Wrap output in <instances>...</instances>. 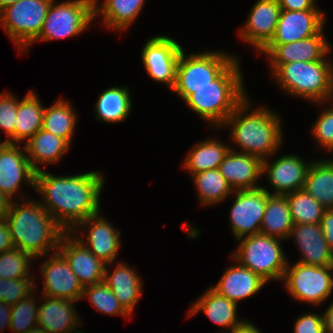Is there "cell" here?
<instances>
[{"mask_svg": "<svg viewBox=\"0 0 333 333\" xmlns=\"http://www.w3.org/2000/svg\"><path fill=\"white\" fill-rule=\"evenodd\" d=\"M105 183L99 171L74 176L36 172L35 191L44 200L41 205L53 219L70 232L79 222L100 213V193Z\"/></svg>", "mask_w": 333, "mask_h": 333, "instance_id": "obj_1", "label": "cell"}, {"mask_svg": "<svg viewBox=\"0 0 333 333\" xmlns=\"http://www.w3.org/2000/svg\"><path fill=\"white\" fill-rule=\"evenodd\" d=\"M24 198L22 195L21 204L11 200L4 217L14 247L29 253L34 259H39L48 254L49 250H58L60 239L66 231L45 210L41 202L26 201Z\"/></svg>", "mask_w": 333, "mask_h": 333, "instance_id": "obj_2", "label": "cell"}, {"mask_svg": "<svg viewBox=\"0 0 333 333\" xmlns=\"http://www.w3.org/2000/svg\"><path fill=\"white\" fill-rule=\"evenodd\" d=\"M249 99L246 97L221 127L231 128L232 142L241 147L238 152L263 161L273 156L282 144L281 119L266 107L254 109L248 114L252 103Z\"/></svg>", "mask_w": 333, "mask_h": 333, "instance_id": "obj_3", "label": "cell"}, {"mask_svg": "<svg viewBox=\"0 0 333 333\" xmlns=\"http://www.w3.org/2000/svg\"><path fill=\"white\" fill-rule=\"evenodd\" d=\"M240 63L236 58L209 86L195 89L184 102L213 127L221 125L247 97ZM244 88V89H243Z\"/></svg>", "mask_w": 333, "mask_h": 333, "instance_id": "obj_4", "label": "cell"}, {"mask_svg": "<svg viewBox=\"0 0 333 333\" xmlns=\"http://www.w3.org/2000/svg\"><path fill=\"white\" fill-rule=\"evenodd\" d=\"M327 56L320 61L282 64L272 76L290 95L321 104L333 78V64Z\"/></svg>", "mask_w": 333, "mask_h": 333, "instance_id": "obj_5", "label": "cell"}, {"mask_svg": "<svg viewBox=\"0 0 333 333\" xmlns=\"http://www.w3.org/2000/svg\"><path fill=\"white\" fill-rule=\"evenodd\" d=\"M237 240L240 241L238 248L232 254L236 262L266 283L269 280H282L288 263L281 248L282 239L259 233Z\"/></svg>", "mask_w": 333, "mask_h": 333, "instance_id": "obj_6", "label": "cell"}, {"mask_svg": "<svg viewBox=\"0 0 333 333\" xmlns=\"http://www.w3.org/2000/svg\"><path fill=\"white\" fill-rule=\"evenodd\" d=\"M237 56L224 51H205L186 56L185 51L179 55L176 68V81L172 91L185 101L195 89L211 85Z\"/></svg>", "mask_w": 333, "mask_h": 333, "instance_id": "obj_7", "label": "cell"}, {"mask_svg": "<svg viewBox=\"0 0 333 333\" xmlns=\"http://www.w3.org/2000/svg\"><path fill=\"white\" fill-rule=\"evenodd\" d=\"M52 0H20L0 12V25L19 50L39 36Z\"/></svg>", "mask_w": 333, "mask_h": 333, "instance_id": "obj_8", "label": "cell"}, {"mask_svg": "<svg viewBox=\"0 0 333 333\" xmlns=\"http://www.w3.org/2000/svg\"><path fill=\"white\" fill-rule=\"evenodd\" d=\"M94 20V0H52L42 30L35 41L78 36Z\"/></svg>", "mask_w": 333, "mask_h": 333, "instance_id": "obj_9", "label": "cell"}, {"mask_svg": "<svg viewBox=\"0 0 333 333\" xmlns=\"http://www.w3.org/2000/svg\"><path fill=\"white\" fill-rule=\"evenodd\" d=\"M282 280L294 299L318 306L333 292V266L287 263Z\"/></svg>", "mask_w": 333, "mask_h": 333, "instance_id": "obj_10", "label": "cell"}, {"mask_svg": "<svg viewBox=\"0 0 333 333\" xmlns=\"http://www.w3.org/2000/svg\"><path fill=\"white\" fill-rule=\"evenodd\" d=\"M182 46L168 36L150 38L142 49L141 58L147 74L171 90L176 81V68Z\"/></svg>", "mask_w": 333, "mask_h": 333, "instance_id": "obj_11", "label": "cell"}, {"mask_svg": "<svg viewBox=\"0 0 333 333\" xmlns=\"http://www.w3.org/2000/svg\"><path fill=\"white\" fill-rule=\"evenodd\" d=\"M235 199L231 206V230L237 239L260 233L263 215L268 199V191L263 186L252 190L234 191Z\"/></svg>", "mask_w": 333, "mask_h": 333, "instance_id": "obj_12", "label": "cell"}, {"mask_svg": "<svg viewBox=\"0 0 333 333\" xmlns=\"http://www.w3.org/2000/svg\"><path fill=\"white\" fill-rule=\"evenodd\" d=\"M323 29L314 36L284 44H268L261 53L269 59L272 74L285 63L322 60L330 53V45Z\"/></svg>", "mask_w": 333, "mask_h": 333, "instance_id": "obj_13", "label": "cell"}, {"mask_svg": "<svg viewBox=\"0 0 333 333\" xmlns=\"http://www.w3.org/2000/svg\"><path fill=\"white\" fill-rule=\"evenodd\" d=\"M99 214L79 222L70 232L73 233V236L75 233V237L99 260L111 265V263H115L116 256H118L121 247V232L116 231L109 220L103 218V216H99ZM79 227H83L84 231L85 229L87 230L88 239L86 238V241L78 238V234L76 236V232L79 231L75 230H79Z\"/></svg>", "mask_w": 333, "mask_h": 333, "instance_id": "obj_14", "label": "cell"}, {"mask_svg": "<svg viewBox=\"0 0 333 333\" xmlns=\"http://www.w3.org/2000/svg\"><path fill=\"white\" fill-rule=\"evenodd\" d=\"M42 263L44 296L64 298L77 302L82 300L84 287L73 273L65 257L57 250Z\"/></svg>", "mask_w": 333, "mask_h": 333, "instance_id": "obj_15", "label": "cell"}, {"mask_svg": "<svg viewBox=\"0 0 333 333\" xmlns=\"http://www.w3.org/2000/svg\"><path fill=\"white\" fill-rule=\"evenodd\" d=\"M280 12L278 0H257L239 31L242 40L260 53L275 34Z\"/></svg>", "mask_w": 333, "mask_h": 333, "instance_id": "obj_16", "label": "cell"}, {"mask_svg": "<svg viewBox=\"0 0 333 333\" xmlns=\"http://www.w3.org/2000/svg\"><path fill=\"white\" fill-rule=\"evenodd\" d=\"M58 251L65 257L83 287L104 281L106 264L99 260L71 232H65Z\"/></svg>", "mask_w": 333, "mask_h": 333, "instance_id": "obj_17", "label": "cell"}, {"mask_svg": "<svg viewBox=\"0 0 333 333\" xmlns=\"http://www.w3.org/2000/svg\"><path fill=\"white\" fill-rule=\"evenodd\" d=\"M269 158L263 160V172L266 174L269 184L274 192L271 195H286L304 188L307 172L311 162H305L298 155H283L273 163H269Z\"/></svg>", "mask_w": 333, "mask_h": 333, "instance_id": "obj_18", "label": "cell"}, {"mask_svg": "<svg viewBox=\"0 0 333 333\" xmlns=\"http://www.w3.org/2000/svg\"><path fill=\"white\" fill-rule=\"evenodd\" d=\"M21 182H28L35 190L36 171L27 157L25 147L21 150L20 144L9 143L0 153V191L13 200Z\"/></svg>", "mask_w": 333, "mask_h": 333, "instance_id": "obj_19", "label": "cell"}, {"mask_svg": "<svg viewBox=\"0 0 333 333\" xmlns=\"http://www.w3.org/2000/svg\"><path fill=\"white\" fill-rule=\"evenodd\" d=\"M324 16L321 10H281L269 44L292 43L316 35L324 27Z\"/></svg>", "mask_w": 333, "mask_h": 333, "instance_id": "obj_20", "label": "cell"}, {"mask_svg": "<svg viewBox=\"0 0 333 333\" xmlns=\"http://www.w3.org/2000/svg\"><path fill=\"white\" fill-rule=\"evenodd\" d=\"M218 169L233 191L262 187L256 183L263 175V161L258 157L235 151L231 145Z\"/></svg>", "mask_w": 333, "mask_h": 333, "instance_id": "obj_21", "label": "cell"}, {"mask_svg": "<svg viewBox=\"0 0 333 333\" xmlns=\"http://www.w3.org/2000/svg\"><path fill=\"white\" fill-rule=\"evenodd\" d=\"M289 237H294L299 247L302 258L301 264L315 266H333V252L324 237L319 224H294Z\"/></svg>", "mask_w": 333, "mask_h": 333, "instance_id": "obj_22", "label": "cell"}, {"mask_svg": "<svg viewBox=\"0 0 333 333\" xmlns=\"http://www.w3.org/2000/svg\"><path fill=\"white\" fill-rule=\"evenodd\" d=\"M41 298L44 301L38 307L37 326L48 333H83L75 330L82 323L73 305L75 301L44 295Z\"/></svg>", "mask_w": 333, "mask_h": 333, "instance_id": "obj_23", "label": "cell"}, {"mask_svg": "<svg viewBox=\"0 0 333 333\" xmlns=\"http://www.w3.org/2000/svg\"><path fill=\"white\" fill-rule=\"evenodd\" d=\"M265 284L267 283L250 269L236 263L235 266L225 269L220 281L211 287L238 304L240 300L258 293Z\"/></svg>", "mask_w": 333, "mask_h": 333, "instance_id": "obj_24", "label": "cell"}, {"mask_svg": "<svg viewBox=\"0 0 333 333\" xmlns=\"http://www.w3.org/2000/svg\"><path fill=\"white\" fill-rule=\"evenodd\" d=\"M113 273L106 264L104 282L113 291L123 308L131 314L142 294V281L134 269L125 263H116Z\"/></svg>", "mask_w": 333, "mask_h": 333, "instance_id": "obj_25", "label": "cell"}, {"mask_svg": "<svg viewBox=\"0 0 333 333\" xmlns=\"http://www.w3.org/2000/svg\"><path fill=\"white\" fill-rule=\"evenodd\" d=\"M237 305L211 287L193 302L187 317L203 311L213 323L230 331L243 321L237 318Z\"/></svg>", "mask_w": 333, "mask_h": 333, "instance_id": "obj_26", "label": "cell"}, {"mask_svg": "<svg viewBox=\"0 0 333 333\" xmlns=\"http://www.w3.org/2000/svg\"><path fill=\"white\" fill-rule=\"evenodd\" d=\"M69 148L70 144L64 138L57 137L42 128L25 144L27 157L36 172L42 170L39 167L40 163L46 165L58 162Z\"/></svg>", "mask_w": 333, "mask_h": 333, "instance_id": "obj_27", "label": "cell"}, {"mask_svg": "<svg viewBox=\"0 0 333 333\" xmlns=\"http://www.w3.org/2000/svg\"><path fill=\"white\" fill-rule=\"evenodd\" d=\"M145 0H105L99 6L98 0H94V18L102 15L103 25L124 31L139 16Z\"/></svg>", "mask_w": 333, "mask_h": 333, "instance_id": "obj_28", "label": "cell"}, {"mask_svg": "<svg viewBox=\"0 0 333 333\" xmlns=\"http://www.w3.org/2000/svg\"><path fill=\"white\" fill-rule=\"evenodd\" d=\"M293 225L287 196L271 195L268 192L260 233L285 240Z\"/></svg>", "mask_w": 333, "mask_h": 333, "instance_id": "obj_29", "label": "cell"}, {"mask_svg": "<svg viewBox=\"0 0 333 333\" xmlns=\"http://www.w3.org/2000/svg\"><path fill=\"white\" fill-rule=\"evenodd\" d=\"M304 190L324 208L333 209V160L312 161L309 166Z\"/></svg>", "mask_w": 333, "mask_h": 333, "instance_id": "obj_30", "label": "cell"}, {"mask_svg": "<svg viewBox=\"0 0 333 333\" xmlns=\"http://www.w3.org/2000/svg\"><path fill=\"white\" fill-rule=\"evenodd\" d=\"M40 102V99L33 91H29L20 101L17 98L15 144L28 141L42 128L45 107Z\"/></svg>", "mask_w": 333, "mask_h": 333, "instance_id": "obj_31", "label": "cell"}, {"mask_svg": "<svg viewBox=\"0 0 333 333\" xmlns=\"http://www.w3.org/2000/svg\"><path fill=\"white\" fill-rule=\"evenodd\" d=\"M230 147L217 141V139H209L199 143L190 150L182 164L191 175L206 170L218 169Z\"/></svg>", "mask_w": 333, "mask_h": 333, "instance_id": "obj_32", "label": "cell"}, {"mask_svg": "<svg viewBox=\"0 0 333 333\" xmlns=\"http://www.w3.org/2000/svg\"><path fill=\"white\" fill-rule=\"evenodd\" d=\"M132 100L127 87H111L106 89L94 106L96 117L105 123L123 122L128 118Z\"/></svg>", "mask_w": 333, "mask_h": 333, "instance_id": "obj_33", "label": "cell"}, {"mask_svg": "<svg viewBox=\"0 0 333 333\" xmlns=\"http://www.w3.org/2000/svg\"><path fill=\"white\" fill-rule=\"evenodd\" d=\"M77 114L70 103L58 99L52 106L46 107L43 112L42 129L64 138L69 144L74 134Z\"/></svg>", "mask_w": 333, "mask_h": 333, "instance_id": "obj_34", "label": "cell"}, {"mask_svg": "<svg viewBox=\"0 0 333 333\" xmlns=\"http://www.w3.org/2000/svg\"><path fill=\"white\" fill-rule=\"evenodd\" d=\"M201 205L218 204L234 191L219 169L206 170L192 175Z\"/></svg>", "mask_w": 333, "mask_h": 333, "instance_id": "obj_35", "label": "cell"}, {"mask_svg": "<svg viewBox=\"0 0 333 333\" xmlns=\"http://www.w3.org/2000/svg\"><path fill=\"white\" fill-rule=\"evenodd\" d=\"M294 224H319L326 210L306 190L286 194Z\"/></svg>", "mask_w": 333, "mask_h": 333, "instance_id": "obj_36", "label": "cell"}, {"mask_svg": "<svg viewBox=\"0 0 333 333\" xmlns=\"http://www.w3.org/2000/svg\"><path fill=\"white\" fill-rule=\"evenodd\" d=\"M86 297H89L97 312L101 311L109 315H122L125 318L130 316L104 281L84 287L82 298Z\"/></svg>", "mask_w": 333, "mask_h": 333, "instance_id": "obj_37", "label": "cell"}, {"mask_svg": "<svg viewBox=\"0 0 333 333\" xmlns=\"http://www.w3.org/2000/svg\"><path fill=\"white\" fill-rule=\"evenodd\" d=\"M34 259L29 253L18 248H12L0 253V278L21 279L32 278L30 274V262Z\"/></svg>", "mask_w": 333, "mask_h": 333, "instance_id": "obj_38", "label": "cell"}, {"mask_svg": "<svg viewBox=\"0 0 333 333\" xmlns=\"http://www.w3.org/2000/svg\"><path fill=\"white\" fill-rule=\"evenodd\" d=\"M35 303L34 297L30 294L28 297L11 306L9 329L15 333H25L37 326L38 306Z\"/></svg>", "mask_w": 333, "mask_h": 333, "instance_id": "obj_39", "label": "cell"}, {"mask_svg": "<svg viewBox=\"0 0 333 333\" xmlns=\"http://www.w3.org/2000/svg\"><path fill=\"white\" fill-rule=\"evenodd\" d=\"M34 278L1 279L0 278V301L13 306L20 300L36 293Z\"/></svg>", "mask_w": 333, "mask_h": 333, "instance_id": "obj_40", "label": "cell"}, {"mask_svg": "<svg viewBox=\"0 0 333 333\" xmlns=\"http://www.w3.org/2000/svg\"><path fill=\"white\" fill-rule=\"evenodd\" d=\"M17 98L8 91L0 94V130H4L9 143H15Z\"/></svg>", "mask_w": 333, "mask_h": 333, "instance_id": "obj_41", "label": "cell"}, {"mask_svg": "<svg viewBox=\"0 0 333 333\" xmlns=\"http://www.w3.org/2000/svg\"><path fill=\"white\" fill-rule=\"evenodd\" d=\"M316 142L325 150L332 152L333 150V111L329 108L324 109L316 119L314 128L312 129Z\"/></svg>", "mask_w": 333, "mask_h": 333, "instance_id": "obj_42", "label": "cell"}, {"mask_svg": "<svg viewBox=\"0 0 333 333\" xmlns=\"http://www.w3.org/2000/svg\"><path fill=\"white\" fill-rule=\"evenodd\" d=\"M294 333H325L323 315L304 313L296 319Z\"/></svg>", "mask_w": 333, "mask_h": 333, "instance_id": "obj_43", "label": "cell"}, {"mask_svg": "<svg viewBox=\"0 0 333 333\" xmlns=\"http://www.w3.org/2000/svg\"><path fill=\"white\" fill-rule=\"evenodd\" d=\"M278 2L281 10H320L315 4V0H278Z\"/></svg>", "mask_w": 333, "mask_h": 333, "instance_id": "obj_44", "label": "cell"}, {"mask_svg": "<svg viewBox=\"0 0 333 333\" xmlns=\"http://www.w3.org/2000/svg\"><path fill=\"white\" fill-rule=\"evenodd\" d=\"M324 237L333 252V209H326L320 222Z\"/></svg>", "mask_w": 333, "mask_h": 333, "instance_id": "obj_45", "label": "cell"}, {"mask_svg": "<svg viewBox=\"0 0 333 333\" xmlns=\"http://www.w3.org/2000/svg\"><path fill=\"white\" fill-rule=\"evenodd\" d=\"M14 248L11 241L10 229L5 217L0 218V253Z\"/></svg>", "mask_w": 333, "mask_h": 333, "instance_id": "obj_46", "label": "cell"}, {"mask_svg": "<svg viewBox=\"0 0 333 333\" xmlns=\"http://www.w3.org/2000/svg\"><path fill=\"white\" fill-rule=\"evenodd\" d=\"M11 306L0 301V332L7 326L10 328Z\"/></svg>", "mask_w": 333, "mask_h": 333, "instance_id": "obj_47", "label": "cell"}, {"mask_svg": "<svg viewBox=\"0 0 333 333\" xmlns=\"http://www.w3.org/2000/svg\"><path fill=\"white\" fill-rule=\"evenodd\" d=\"M229 333H262L252 322L243 320L237 326L232 328Z\"/></svg>", "mask_w": 333, "mask_h": 333, "instance_id": "obj_48", "label": "cell"}, {"mask_svg": "<svg viewBox=\"0 0 333 333\" xmlns=\"http://www.w3.org/2000/svg\"><path fill=\"white\" fill-rule=\"evenodd\" d=\"M322 315L325 333H333V302Z\"/></svg>", "mask_w": 333, "mask_h": 333, "instance_id": "obj_49", "label": "cell"}, {"mask_svg": "<svg viewBox=\"0 0 333 333\" xmlns=\"http://www.w3.org/2000/svg\"><path fill=\"white\" fill-rule=\"evenodd\" d=\"M11 199L0 191V218H3L9 210Z\"/></svg>", "mask_w": 333, "mask_h": 333, "instance_id": "obj_50", "label": "cell"}, {"mask_svg": "<svg viewBox=\"0 0 333 333\" xmlns=\"http://www.w3.org/2000/svg\"><path fill=\"white\" fill-rule=\"evenodd\" d=\"M331 101V104H332V106L330 107H328L331 111H333V78H332V80H331V83H330V86H329V88H328V91H327V95H326V97H325V99H324V101H323V103L322 104H324V102H330Z\"/></svg>", "mask_w": 333, "mask_h": 333, "instance_id": "obj_51", "label": "cell"}, {"mask_svg": "<svg viewBox=\"0 0 333 333\" xmlns=\"http://www.w3.org/2000/svg\"><path fill=\"white\" fill-rule=\"evenodd\" d=\"M20 0H0V12L5 9L6 7L13 5L14 3Z\"/></svg>", "mask_w": 333, "mask_h": 333, "instance_id": "obj_52", "label": "cell"}, {"mask_svg": "<svg viewBox=\"0 0 333 333\" xmlns=\"http://www.w3.org/2000/svg\"><path fill=\"white\" fill-rule=\"evenodd\" d=\"M25 333H48L46 330L40 328L39 326H35L34 328H31Z\"/></svg>", "mask_w": 333, "mask_h": 333, "instance_id": "obj_53", "label": "cell"}, {"mask_svg": "<svg viewBox=\"0 0 333 333\" xmlns=\"http://www.w3.org/2000/svg\"><path fill=\"white\" fill-rule=\"evenodd\" d=\"M9 144L8 139L6 138L4 142L0 141V153L5 149V147Z\"/></svg>", "mask_w": 333, "mask_h": 333, "instance_id": "obj_54", "label": "cell"}]
</instances>
